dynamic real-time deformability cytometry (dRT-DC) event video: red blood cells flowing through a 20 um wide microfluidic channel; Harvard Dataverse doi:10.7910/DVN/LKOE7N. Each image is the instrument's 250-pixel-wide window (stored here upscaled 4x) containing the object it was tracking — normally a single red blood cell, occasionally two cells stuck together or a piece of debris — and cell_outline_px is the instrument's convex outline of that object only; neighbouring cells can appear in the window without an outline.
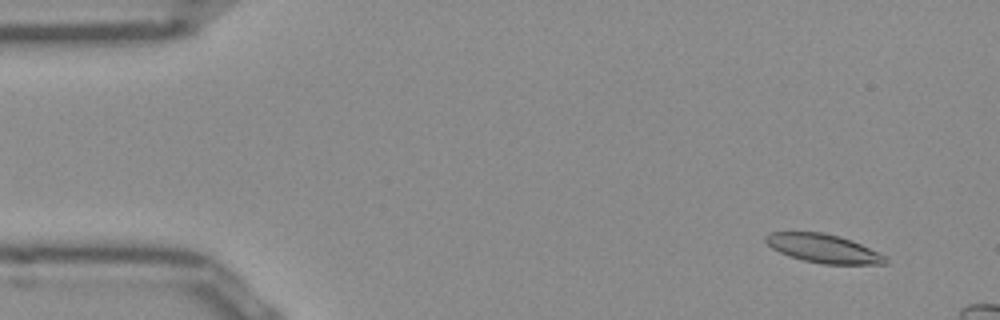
{"species": "Egyptian fruit bat (a non-hibernating species)", "species_latin": "Rousettus aegyptiacus", "temperature_condition": "room temperature", "stored_images_in_passage": 11, "camera_frame_rate_fps": 3000, "um_per_image_px": 0.085, "frame": {"image": 1, "passage_image": 4, "time_ms": 1.0, "image_size_px": [1000, 320], "cell_outline_px": [[888, 264], [824, 264], [804, 260], [780, 252], [772, 248], [764, 240], [764, 236], [768, 232], [820, 232], [840, 236], [860, 244], [884, 256], [888, 260]], "centroid_in_image_um": [69.96, 21.11], "position_along_channel_um": 15.0, "area_um2": 19.65}}